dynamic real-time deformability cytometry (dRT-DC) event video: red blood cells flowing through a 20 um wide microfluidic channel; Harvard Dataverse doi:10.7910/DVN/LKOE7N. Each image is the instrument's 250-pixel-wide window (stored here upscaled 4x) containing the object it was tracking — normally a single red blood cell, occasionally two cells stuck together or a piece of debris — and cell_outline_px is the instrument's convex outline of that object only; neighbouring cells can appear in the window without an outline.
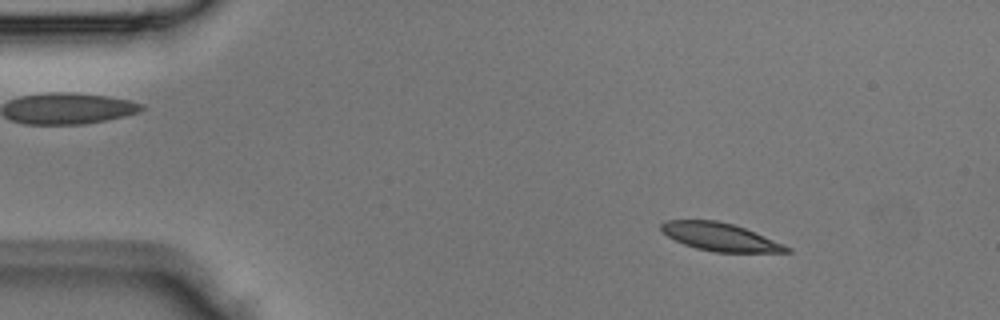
{"species": "Egyptian fruit bat (a non-hibernating species)", "species_latin": "Rousettus aegyptiacus", "temperature_condition": "room temperature", "stored_images_in_passage": 4, "camera_frame_rate_fps": 3000, "um_per_image_px": 0.085, "animal": {"sex": "male"}, "frame": {"image": 1, "passage_image": 2, "time_ms": 0.333, "image_size_px": [1000, 320], "cell_outline_px": [[792, 252], [712, 252], [696, 248], [684, 244], [668, 236], [660, 228], [660, 224], [664, 220], [716, 220], [732, 224], [744, 228], [784, 244], [792, 248]], "centroid_in_image_um": [61.21, 20.14], "position_along_channel_um": 23.8, "area_um2": 20.29}}
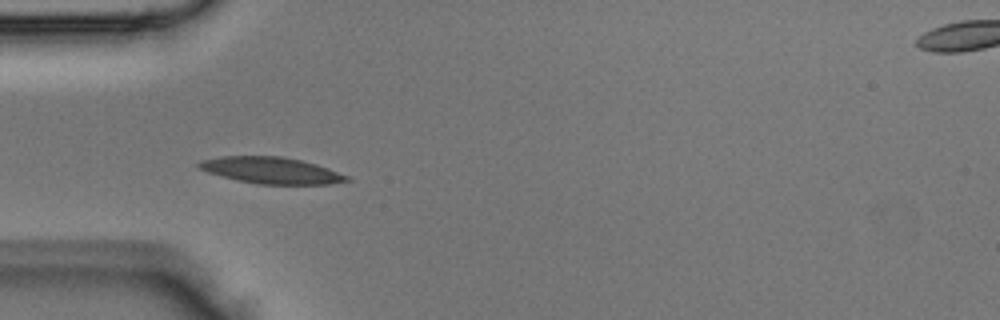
{"frame": {"image": 2, "passage_image": 4, "time_ms": 1.0, "image_size_px": [1000, 320], "cell_outline_px": [[352, 180], [328, 184], [260, 184], [240, 180], [208, 172], [200, 168], [196, 164], [200, 160], [220, 156], [280, 156], [300, 160], [316, 164], [328, 168], [348, 176]], "centroid_in_image_um": [23.06, 14.47], "position_along_channel_um": 61.9, "area_um2": 22.48}}